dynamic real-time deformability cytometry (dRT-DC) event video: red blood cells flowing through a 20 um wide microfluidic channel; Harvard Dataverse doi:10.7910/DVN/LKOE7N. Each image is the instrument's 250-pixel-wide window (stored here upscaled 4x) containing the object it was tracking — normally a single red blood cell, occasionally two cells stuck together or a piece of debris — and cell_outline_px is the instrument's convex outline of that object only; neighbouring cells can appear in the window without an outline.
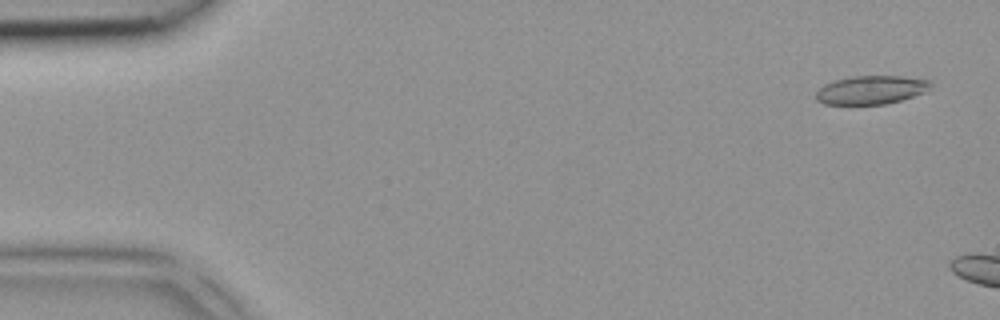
{"species": "common noctule bat (a hibernating species)", "species_latin": "Nyctalus noctula", "temperature_condition": "room temperature", "stored_images_in_passage": 2, "camera_frame_rate_fps": 3000, "um_per_image_px": 0.085, "animal": {"sex": "female", "body_mass_g": 18.4}, "frame": {"image": 1, "passage_image": 1, "time_ms": 0.0, "image_size_px": [1000, 320], "cell_outline_px": [[932, 84], [924, 92], [900, 100], [884, 104], [824, 104], [816, 100], [816, 92], [824, 84], [832, 80], [852, 76], [904, 76], [932, 80]], "centroid_in_image_um": [74.02, 7.63], "position_along_channel_um": 11.0, "area_um2": 19.07}}